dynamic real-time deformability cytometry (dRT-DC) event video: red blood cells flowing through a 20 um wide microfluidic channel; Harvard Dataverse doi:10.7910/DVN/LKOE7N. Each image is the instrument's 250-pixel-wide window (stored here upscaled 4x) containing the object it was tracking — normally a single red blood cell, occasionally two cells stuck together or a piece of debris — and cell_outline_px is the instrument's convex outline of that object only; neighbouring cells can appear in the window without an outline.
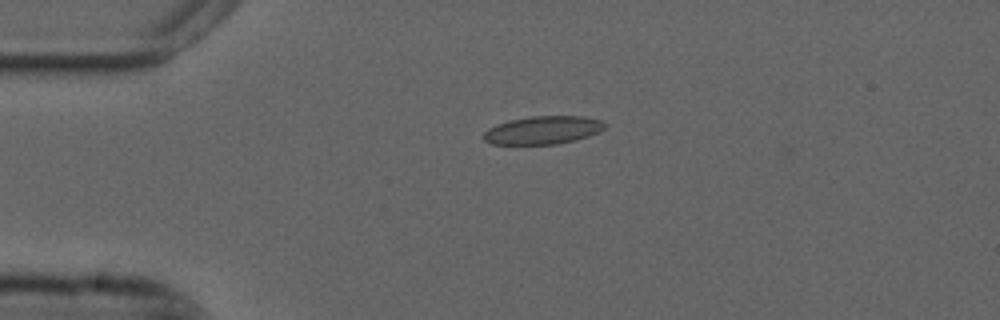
{"species": "common noctule bat (a hibernating species)", "species_latin": "Nyctalus noctula", "temperature_condition": "cold", "stored_images_in_passage": 44, "camera_frame_rate_fps": 3000, "um_per_image_px": 0.085, "animal": {"sex": "male", "forearm_length_mm": 52.5}, "frame": {"image": 1, "passage_image": 1, "time_ms": 0.0, "image_size_px": [1000, 320], "cell_outline_px": [[608, 124], [604, 128], [588, 136], [576, 140], [556, 144], [492, 144], [484, 140], [484, 132], [488, 128], [496, 124], [508, 120], [532, 116], [584, 116], [600, 120]], "centroid_in_image_um": [46.14, 11.05], "position_along_channel_um": 38.9, "area_um2": 19.83}}
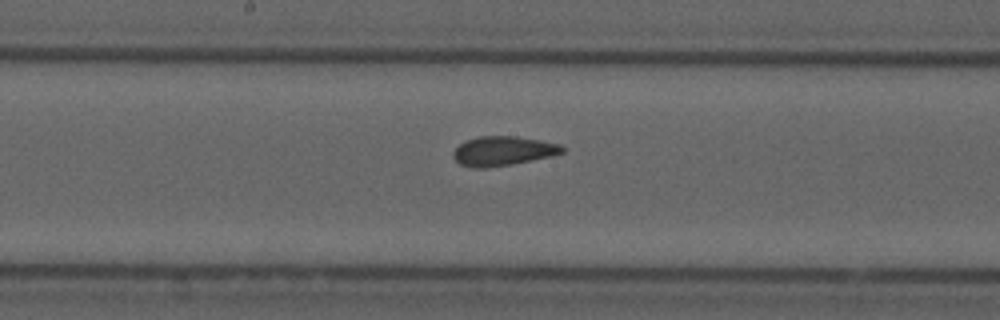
{"frame": {"image": 2, "passage_image": 17, "time_ms": 5.333, "image_size_px": [1000, 320], "cell_outline_px": [[564, 152], [552, 156], [512, 164], [488, 168], [472, 168], [460, 164], [452, 156], [452, 152], [464, 140], [480, 136], [516, 136], [540, 140], [560, 144], [564, 148]], "centroid_in_image_um": [42.73, 12.83], "position_along_channel_um": 205.5, "area_um2": 18.79}}
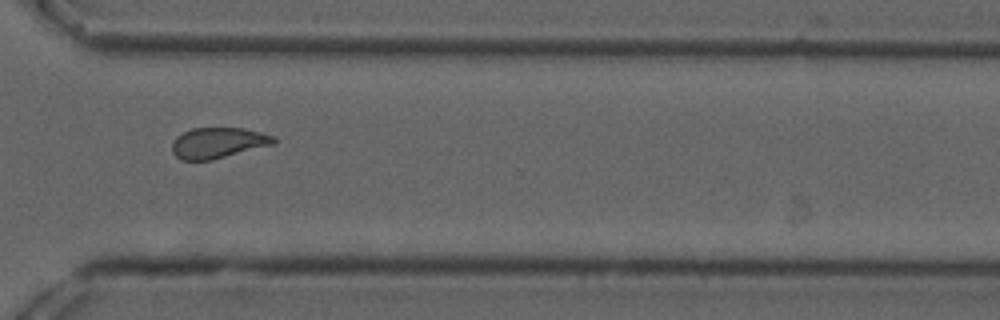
{"frame": {"image": 3, "passage_image": 29, "time_ms": 9.333, "image_size_px": [1000, 320], "cell_outline_px": [[276, 144], [212, 160], [180, 160], [172, 152], [172, 144], [176, 136], [192, 128], [244, 128], [276, 136]], "centroid_in_image_um": [18.56, 12.14], "position_along_channel_um": 352.0, "area_um2": 18.38}, "authors_computed_cell_mechanics": {"area_um2": 18.8428, "velocity_mm_per_s": 3.675, "shape_relaxation_time_tau1_ms": null, "shape_relaxation_time_tau2_ms": 2.1534, "deformation_change_tau1": null, "deformation_change_tau2": 0.0654}}